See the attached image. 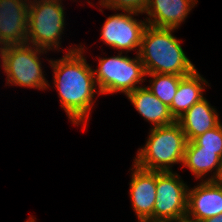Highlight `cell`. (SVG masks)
<instances>
[{"label": "cell", "instance_id": "9a60e30c", "mask_svg": "<svg viewBox=\"0 0 222 222\" xmlns=\"http://www.w3.org/2000/svg\"><path fill=\"white\" fill-rule=\"evenodd\" d=\"M207 83L197 70L181 78L176 95L169 107L171 115L175 120L180 118L196 102L204 98L202 92L204 88L202 86Z\"/></svg>", "mask_w": 222, "mask_h": 222}, {"label": "cell", "instance_id": "ac0fdd59", "mask_svg": "<svg viewBox=\"0 0 222 222\" xmlns=\"http://www.w3.org/2000/svg\"><path fill=\"white\" fill-rule=\"evenodd\" d=\"M192 142L199 147V150L216 151L222 159V124L197 136Z\"/></svg>", "mask_w": 222, "mask_h": 222}, {"label": "cell", "instance_id": "5bb4252c", "mask_svg": "<svg viewBox=\"0 0 222 222\" xmlns=\"http://www.w3.org/2000/svg\"><path fill=\"white\" fill-rule=\"evenodd\" d=\"M135 109L153 124V128L174 123L169 107L160 101L147 87H138L126 95Z\"/></svg>", "mask_w": 222, "mask_h": 222}, {"label": "cell", "instance_id": "ba28073f", "mask_svg": "<svg viewBox=\"0 0 222 222\" xmlns=\"http://www.w3.org/2000/svg\"><path fill=\"white\" fill-rule=\"evenodd\" d=\"M128 14H115L109 16L102 26L101 40L106 45L112 46L115 49L131 51L136 50L137 54L141 46L142 34L147 22L137 21L132 14L135 12L125 11ZM136 48V49H135Z\"/></svg>", "mask_w": 222, "mask_h": 222}, {"label": "cell", "instance_id": "5b68a950", "mask_svg": "<svg viewBox=\"0 0 222 222\" xmlns=\"http://www.w3.org/2000/svg\"><path fill=\"white\" fill-rule=\"evenodd\" d=\"M95 82L99 91L103 94H112L115 92H123L125 95L134 91L140 82L143 83L146 71L140 57L131 59L119 55L110 58L99 57V67L93 70Z\"/></svg>", "mask_w": 222, "mask_h": 222}, {"label": "cell", "instance_id": "277c9868", "mask_svg": "<svg viewBox=\"0 0 222 222\" xmlns=\"http://www.w3.org/2000/svg\"><path fill=\"white\" fill-rule=\"evenodd\" d=\"M28 3L27 44L44 50L56 49L65 24L61 0H30Z\"/></svg>", "mask_w": 222, "mask_h": 222}, {"label": "cell", "instance_id": "8fae6325", "mask_svg": "<svg viewBox=\"0 0 222 222\" xmlns=\"http://www.w3.org/2000/svg\"><path fill=\"white\" fill-rule=\"evenodd\" d=\"M132 171V179L129 184L132 207L138 219H153V208L157 196V171L146 170L136 164H134Z\"/></svg>", "mask_w": 222, "mask_h": 222}, {"label": "cell", "instance_id": "8992f818", "mask_svg": "<svg viewBox=\"0 0 222 222\" xmlns=\"http://www.w3.org/2000/svg\"><path fill=\"white\" fill-rule=\"evenodd\" d=\"M44 51L33 45L31 47L29 44L8 45L1 49L2 67L7 75V84L39 90L48 88L49 84L43 75L38 57V54L44 53Z\"/></svg>", "mask_w": 222, "mask_h": 222}, {"label": "cell", "instance_id": "52a82bcc", "mask_svg": "<svg viewBox=\"0 0 222 222\" xmlns=\"http://www.w3.org/2000/svg\"><path fill=\"white\" fill-rule=\"evenodd\" d=\"M188 188L177 173L157 171L153 219L171 220L186 216Z\"/></svg>", "mask_w": 222, "mask_h": 222}, {"label": "cell", "instance_id": "3957f363", "mask_svg": "<svg viewBox=\"0 0 222 222\" xmlns=\"http://www.w3.org/2000/svg\"><path fill=\"white\" fill-rule=\"evenodd\" d=\"M148 141L138 150L134 164L158 172L172 171L170 165L184 161L187 138L180 124L151 128Z\"/></svg>", "mask_w": 222, "mask_h": 222}, {"label": "cell", "instance_id": "d6986e66", "mask_svg": "<svg viewBox=\"0 0 222 222\" xmlns=\"http://www.w3.org/2000/svg\"><path fill=\"white\" fill-rule=\"evenodd\" d=\"M100 5L110 9L144 13L149 0H101Z\"/></svg>", "mask_w": 222, "mask_h": 222}, {"label": "cell", "instance_id": "ffe728a7", "mask_svg": "<svg viewBox=\"0 0 222 222\" xmlns=\"http://www.w3.org/2000/svg\"><path fill=\"white\" fill-rule=\"evenodd\" d=\"M168 222H196L194 219L189 218L187 215L180 217V218H175L168 220Z\"/></svg>", "mask_w": 222, "mask_h": 222}, {"label": "cell", "instance_id": "7402d4cb", "mask_svg": "<svg viewBox=\"0 0 222 222\" xmlns=\"http://www.w3.org/2000/svg\"><path fill=\"white\" fill-rule=\"evenodd\" d=\"M200 222H222V214L211 217V218L204 219Z\"/></svg>", "mask_w": 222, "mask_h": 222}, {"label": "cell", "instance_id": "603a6c76", "mask_svg": "<svg viewBox=\"0 0 222 222\" xmlns=\"http://www.w3.org/2000/svg\"><path fill=\"white\" fill-rule=\"evenodd\" d=\"M138 222H168V220L142 218V219H138Z\"/></svg>", "mask_w": 222, "mask_h": 222}, {"label": "cell", "instance_id": "e0dca14e", "mask_svg": "<svg viewBox=\"0 0 222 222\" xmlns=\"http://www.w3.org/2000/svg\"><path fill=\"white\" fill-rule=\"evenodd\" d=\"M146 75L153 77V80L150 81L151 86H148L147 88L160 101L170 107L172 104V100L176 95L179 82L183 76L159 73H152Z\"/></svg>", "mask_w": 222, "mask_h": 222}, {"label": "cell", "instance_id": "6da1fadb", "mask_svg": "<svg viewBox=\"0 0 222 222\" xmlns=\"http://www.w3.org/2000/svg\"><path fill=\"white\" fill-rule=\"evenodd\" d=\"M82 51L81 45L80 48H70L63 58L49 61L61 106L73 124L78 125L87 122L97 87L93 69Z\"/></svg>", "mask_w": 222, "mask_h": 222}, {"label": "cell", "instance_id": "4fadbf2b", "mask_svg": "<svg viewBox=\"0 0 222 222\" xmlns=\"http://www.w3.org/2000/svg\"><path fill=\"white\" fill-rule=\"evenodd\" d=\"M218 116L215 108L204 97L176 121L185 133L187 141H193L197 136L217 127L220 124Z\"/></svg>", "mask_w": 222, "mask_h": 222}, {"label": "cell", "instance_id": "30bf717a", "mask_svg": "<svg viewBox=\"0 0 222 222\" xmlns=\"http://www.w3.org/2000/svg\"><path fill=\"white\" fill-rule=\"evenodd\" d=\"M201 180L197 187L188 190L186 215L196 222L222 214V185Z\"/></svg>", "mask_w": 222, "mask_h": 222}, {"label": "cell", "instance_id": "7c38bea8", "mask_svg": "<svg viewBox=\"0 0 222 222\" xmlns=\"http://www.w3.org/2000/svg\"><path fill=\"white\" fill-rule=\"evenodd\" d=\"M197 0H149L144 13L147 25L157 28L177 29Z\"/></svg>", "mask_w": 222, "mask_h": 222}, {"label": "cell", "instance_id": "cb8c5ba5", "mask_svg": "<svg viewBox=\"0 0 222 222\" xmlns=\"http://www.w3.org/2000/svg\"><path fill=\"white\" fill-rule=\"evenodd\" d=\"M26 222H36V221L33 219V217H30V219Z\"/></svg>", "mask_w": 222, "mask_h": 222}, {"label": "cell", "instance_id": "9c48e42d", "mask_svg": "<svg viewBox=\"0 0 222 222\" xmlns=\"http://www.w3.org/2000/svg\"><path fill=\"white\" fill-rule=\"evenodd\" d=\"M28 9L27 0H0V50L27 44Z\"/></svg>", "mask_w": 222, "mask_h": 222}, {"label": "cell", "instance_id": "7a4b0ae2", "mask_svg": "<svg viewBox=\"0 0 222 222\" xmlns=\"http://www.w3.org/2000/svg\"><path fill=\"white\" fill-rule=\"evenodd\" d=\"M174 30L149 25L145 27L138 56L146 74H174L184 77L196 70L177 38L173 36Z\"/></svg>", "mask_w": 222, "mask_h": 222}, {"label": "cell", "instance_id": "2e32d148", "mask_svg": "<svg viewBox=\"0 0 222 222\" xmlns=\"http://www.w3.org/2000/svg\"><path fill=\"white\" fill-rule=\"evenodd\" d=\"M220 163L221 158L216 151L199 150V147L192 141L187 142L183 165L189 168L197 179L215 169L214 175L207 179V181H213L219 172Z\"/></svg>", "mask_w": 222, "mask_h": 222}, {"label": "cell", "instance_id": "44dd1931", "mask_svg": "<svg viewBox=\"0 0 222 222\" xmlns=\"http://www.w3.org/2000/svg\"><path fill=\"white\" fill-rule=\"evenodd\" d=\"M213 181L219 185H222V159L220 163L219 172Z\"/></svg>", "mask_w": 222, "mask_h": 222}]
</instances>
